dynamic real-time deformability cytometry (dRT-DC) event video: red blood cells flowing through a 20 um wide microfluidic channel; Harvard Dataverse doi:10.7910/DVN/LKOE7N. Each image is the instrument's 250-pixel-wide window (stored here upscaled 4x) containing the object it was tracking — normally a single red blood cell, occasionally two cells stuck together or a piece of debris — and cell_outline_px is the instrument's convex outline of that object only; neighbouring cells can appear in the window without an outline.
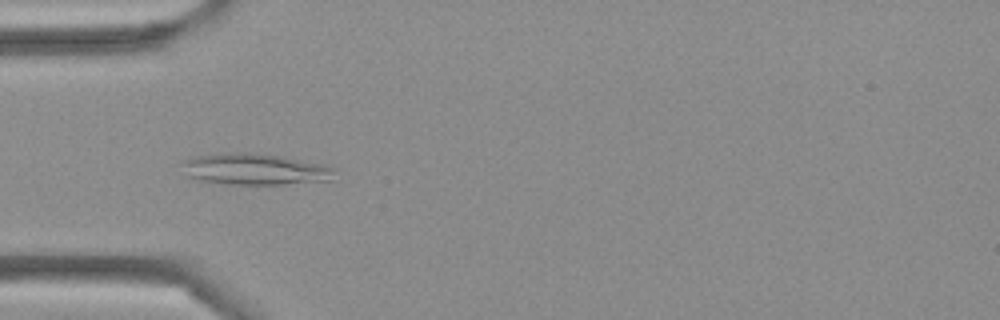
{"species": "Egyptian fruit bat (a non-hibernating species)", "species_latin": "Rousettus aegyptiacus", "temperature_condition": "cold", "stored_images_in_passage": 4, "camera_frame_rate_fps": 3000, "um_per_image_px": 0.085, "frame": {"image": 1, "passage_image": 3, "time_ms": 0.667, "image_size_px": [1000, 320], "cell_outline_px": [[336, 180], [284, 184], [224, 184], [200, 180], [184, 176], [180, 160], [192, 156], [228, 152], [248, 152], [280, 156], [324, 164], [332, 168]], "centroid_in_image_um": [21.59, 14.38], "position_along_channel_um": 63.4, "area_um2": 28.32}}